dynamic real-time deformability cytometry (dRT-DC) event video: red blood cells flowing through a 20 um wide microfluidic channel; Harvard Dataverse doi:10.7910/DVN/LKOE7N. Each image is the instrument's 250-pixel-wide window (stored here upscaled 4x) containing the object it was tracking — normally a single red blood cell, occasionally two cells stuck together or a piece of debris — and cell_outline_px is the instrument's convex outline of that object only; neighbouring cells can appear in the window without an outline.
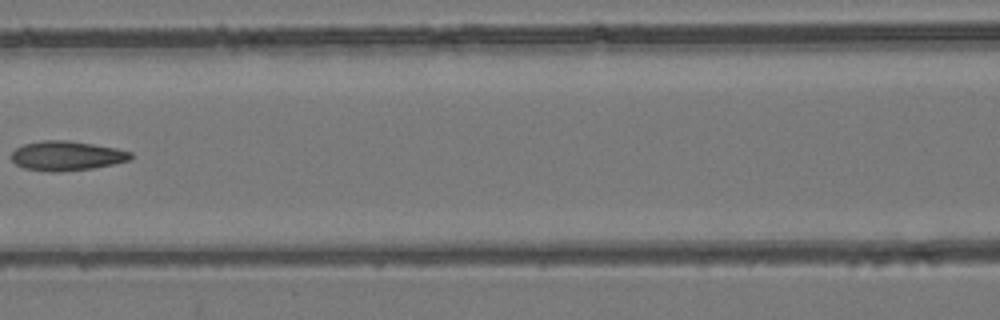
{"species": "common noctule bat (a hibernating species)", "species_latin": "Nyctalus noctula", "temperature_condition": "room temperature", "stored_images_in_passage": 9, "camera_frame_rate_fps": 3000, "um_per_image_px": 0.085, "animal": {"sex": "female", "body_mass_g": 24.6, "forearm_length_mm": 56.2}, "frame": {"image": 1, "passage_image": 8, "time_ms": 8.0, "image_size_px": [1000, 320], "cell_outline_px": [[132, 156], [128, 160], [112, 164], [92, 168], [56, 172], [48, 172], [24, 168], [16, 164], [12, 160], [12, 152], [16, 148], [24, 144], [40, 140], [68, 140], [116, 148], [132, 152]], "centroid_in_image_um": [5.63, 13.24], "position_along_channel_um": 161.0, "area_um2": 20.4}}
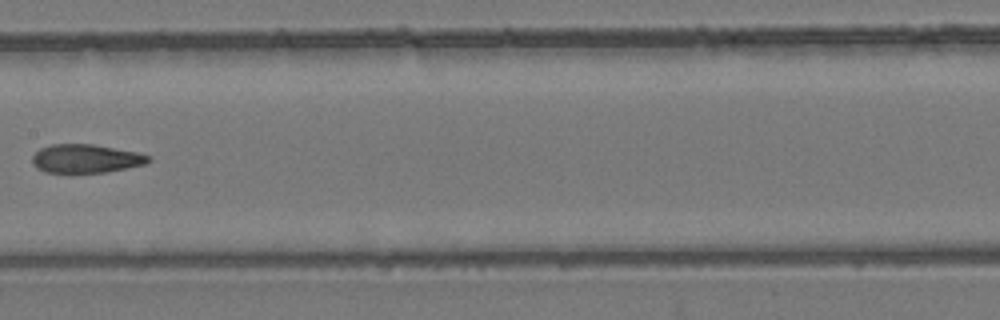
{"frame": {"image": 2, "passage_image": 9, "time_ms": 9.0, "image_size_px": [1000, 320], "cell_outline_px": [[152, 160], [144, 164], [104, 172], [44, 172], [36, 168], [32, 164], [32, 156], [40, 148], [52, 144], [92, 144], [136, 152], [152, 156]], "centroid_in_image_um": [7.27, 13.47], "position_along_channel_um": 200.1, "area_um2": 19.19}}